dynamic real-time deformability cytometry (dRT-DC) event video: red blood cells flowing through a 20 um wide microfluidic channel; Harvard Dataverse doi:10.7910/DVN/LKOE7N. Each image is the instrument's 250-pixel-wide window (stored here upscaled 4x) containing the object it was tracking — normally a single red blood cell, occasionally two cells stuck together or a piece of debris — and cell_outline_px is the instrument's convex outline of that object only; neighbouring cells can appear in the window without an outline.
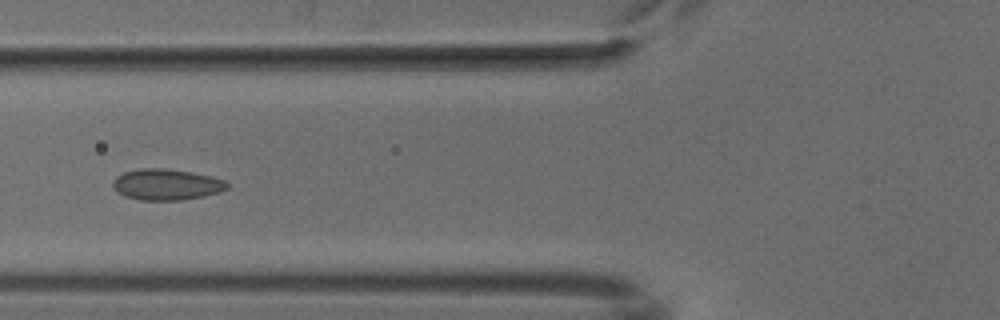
{"species": "common noctule bat (a hibernating species)", "species_latin": "Nyctalus noctula", "temperature_condition": "cold", "stored_images_in_passage": 6, "camera_frame_rate_fps": 3000, "um_per_image_px": 0.085, "animal": {"sex": "male", "body_mass_g": 18.8}, "frame": {"image": 1, "passage_image": 6, "time_ms": 5.667, "image_size_px": [1000, 320], "cell_outline_px": [[228, 188], [220, 192], [204, 196], [180, 200], [140, 200], [124, 196], [112, 184], [116, 176], [124, 172], [140, 168], [164, 168], [192, 172], [212, 176], [224, 180], [228, 184]], "centroid_in_image_um": [14.18, 15.68], "position_along_channel_um": 111.6, "area_um2": 20.63}}